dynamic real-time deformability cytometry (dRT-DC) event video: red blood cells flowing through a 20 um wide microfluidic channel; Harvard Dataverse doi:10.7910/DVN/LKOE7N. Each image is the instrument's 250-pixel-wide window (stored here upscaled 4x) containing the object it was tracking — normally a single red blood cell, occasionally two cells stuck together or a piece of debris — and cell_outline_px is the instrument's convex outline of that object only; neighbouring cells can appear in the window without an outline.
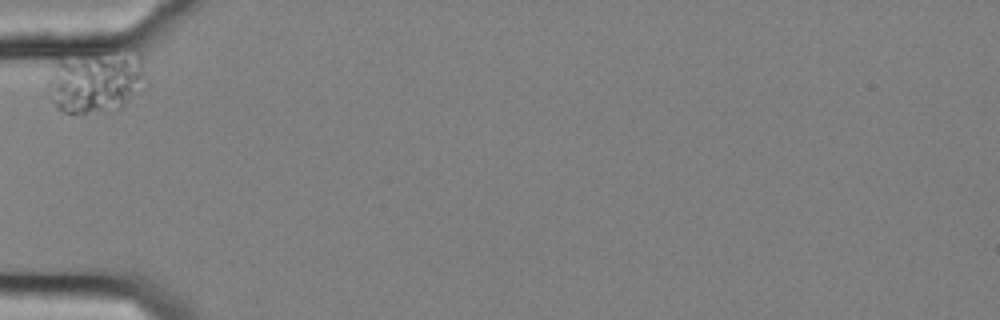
{"species": "common noctule bat (a hibernating species)", "species_latin": "Nyctalus noctula", "temperature_condition": "cold", "stored_images_in_passage": 33, "camera_frame_rate_fps": 3000, "um_per_image_px": 0.085, "animal": {"sex": "female", "body_mass_g": 25.1}, "frame": {"image": 1, "passage_image": 1, "time_ms": 0.0, "image_size_px": [1000, 320], "cell_outline_px": [[144, 72], [124, 104], [120, 108], [84, 112], [64, 112], [56, 108], [32, 56], [36, 52], [96, 44], [128, 40], [132, 40], [140, 48], [144, 60]], "centroid_in_image_um": [7.75, 6.39], "position_along_channel_um": 77.2, "area_um2": 43.81}}
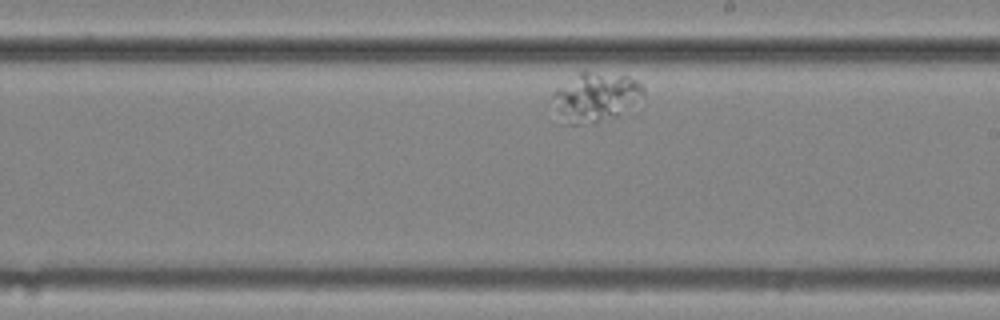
{"frame": {"image": 2, "passage_image": 19, "time_ms": 6.0, "image_size_px": [1000, 320], "cell_outline_px": [[644, 92], [616, 116], [596, 124], [564, 124], [556, 108], [552, 92], [556, 88], [584, 68], [628, 76], [636, 80], [644, 88]], "centroid_in_image_um": [50.56, 8.21], "position_along_channel_um": 238.4, "area_um2": 26.01}}
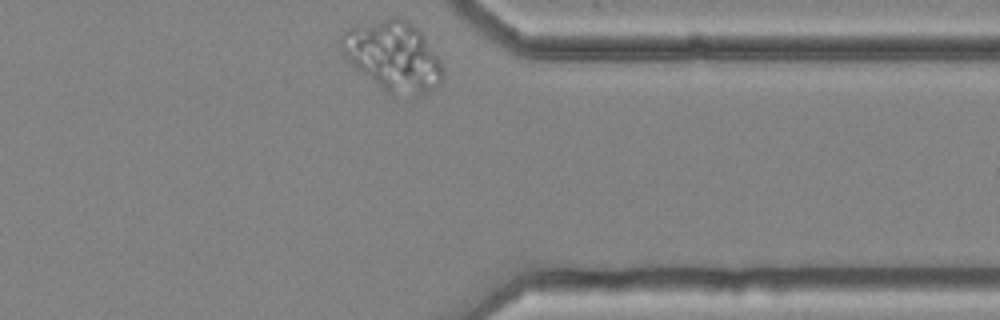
{"frame": {"image": 3, "passage_image": 33, "time_ms": 10.667, "image_size_px": [1000, 320], "cell_outline_px": [[444, 76], [440, 84], [428, 92], [420, 96], [416, 96], [388, 92], [356, 68], [340, 52], [340, 36], [344, 32], [352, 28], [396, 16], [400, 16], [408, 20], [420, 32], [440, 60]], "centroid_in_image_um": [33.44, 4.78], "position_along_channel_um": 378.0, "area_um2": 40.52}}